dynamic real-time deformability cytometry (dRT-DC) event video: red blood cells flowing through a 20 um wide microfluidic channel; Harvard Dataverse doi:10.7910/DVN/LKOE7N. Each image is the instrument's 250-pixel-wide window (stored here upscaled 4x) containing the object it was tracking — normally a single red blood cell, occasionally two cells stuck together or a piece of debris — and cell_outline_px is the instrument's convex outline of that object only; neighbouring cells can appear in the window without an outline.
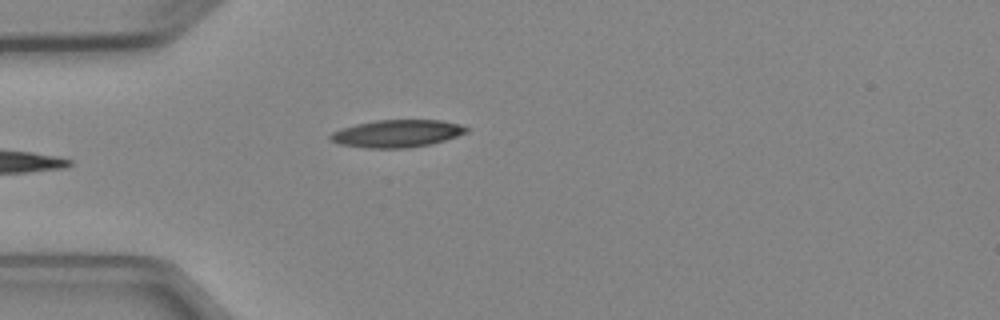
{"species": "Egyptian fruit bat (a non-hibernating species)", "species_latin": "Rousettus aegyptiacus", "temperature_condition": "cold", "stored_images_in_passage": 4, "camera_frame_rate_fps": 3000, "um_per_image_px": 0.085, "animal": {"sex": "female"}, "frame": {"image": 1, "passage_image": 4, "time_ms": 3.667, "image_size_px": [1000, 320], "cell_outline_px": [[468, 132], [432, 144], [408, 148], [364, 148], [340, 144], [328, 140], [328, 136], [332, 132], [340, 128], [356, 124], [376, 120], [440, 120], [460, 124], [468, 128]], "centroid_in_image_um": [33.7, 11.35], "position_along_channel_um": 51.3, "area_um2": 21.91}}